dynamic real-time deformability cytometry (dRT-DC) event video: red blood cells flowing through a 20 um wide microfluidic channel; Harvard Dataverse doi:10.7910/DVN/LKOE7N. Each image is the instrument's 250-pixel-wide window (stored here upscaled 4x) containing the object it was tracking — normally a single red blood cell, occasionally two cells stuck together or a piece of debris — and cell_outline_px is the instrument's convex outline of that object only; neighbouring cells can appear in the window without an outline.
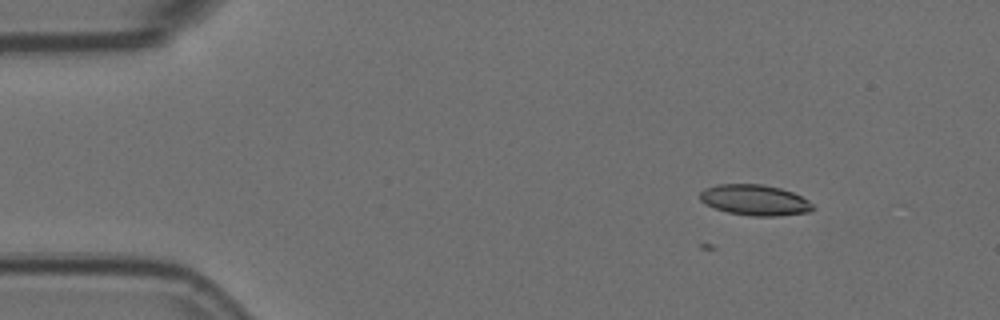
{"species": "Egyptian fruit bat (a non-hibernating species)", "species_latin": "Rousettus aegyptiacus", "temperature_condition": "room temperature", "stored_images_in_passage": 4, "camera_frame_rate_fps": 3000, "um_per_image_px": 0.085, "animal": {"sex": "female"}, "frame": {"image": 1, "passage_image": 4, "time_ms": 1.0, "image_size_px": [1000, 320], "cell_outline_px": [[816, 208], [808, 212], [780, 216], [752, 216], [728, 212], [716, 208], [700, 200], [700, 192], [704, 188], [716, 184], [764, 184], [780, 188], [792, 192], [808, 200]], "centroid_in_image_um": [64.17, 17.0], "position_along_channel_um": 20.8, "area_um2": 20.17}}